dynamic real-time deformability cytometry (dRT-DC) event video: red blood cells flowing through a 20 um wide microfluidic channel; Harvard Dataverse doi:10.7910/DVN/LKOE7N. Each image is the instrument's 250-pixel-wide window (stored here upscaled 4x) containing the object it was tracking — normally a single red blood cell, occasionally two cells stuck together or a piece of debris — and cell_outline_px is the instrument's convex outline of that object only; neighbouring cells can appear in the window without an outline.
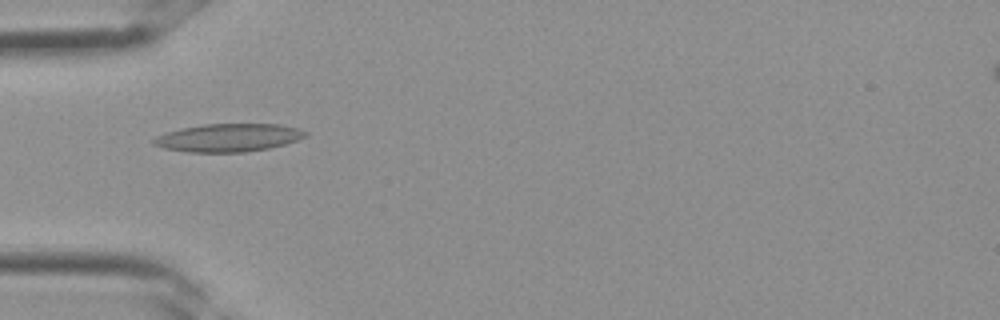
{"species": "Egyptian fruit bat (a non-hibernating species)", "species_latin": "Rousettus aegyptiacus", "temperature_condition": "room temperature", "stored_images_in_passage": 30, "camera_frame_rate_fps": 3000, "um_per_image_px": 0.085, "frame": {"image": 1, "passage_image": 6, "time_ms": 1.667, "image_size_px": [1000, 320], "cell_outline_px": [[308, 136], [284, 144], [268, 148], [244, 152], [188, 152], [164, 148], [152, 144], [152, 140], [156, 136], [164, 132], [180, 128], [204, 124], [280, 124], [296, 128], [308, 132]], "centroid_in_image_um": [19.38, 11.7], "position_along_channel_um": 65.6, "area_um2": 24.8}}
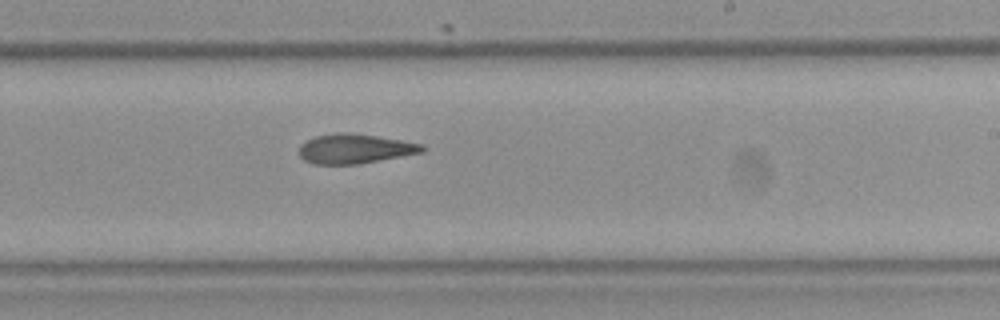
{"frame": {"image": 2, "passage_image": 16, "time_ms": 5.0, "image_size_px": [1000, 320], "cell_outline_px": [[428, 148], [424, 152], [356, 164], [312, 164], [304, 160], [300, 156], [300, 144], [316, 136], [336, 132], [348, 132], [376, 136], [424, 144]], "centroid_in_image_um": [30.18, 12.64], "position_along_channel_um": 258.8, "area_um2": 21.15}}
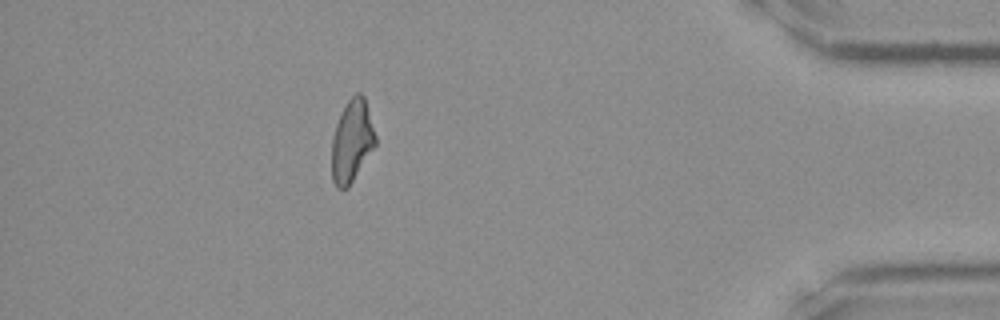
{"frame": {"image": 3, "passage_image": 26, "time_ms": 8.333, "image_size_px": [1000, 320], "cell_outline_px": [[376, 144], [348, 188], [336, 188], [332, 180], [332, 136], [340, 112], [348, 100], [356, 92], [360, 92], [364, 96], [376, 136]], "centroid_in_image_um": [29.9, 11.98], "position_along_channel_um": 405.3, "area_um2": 20.92}}